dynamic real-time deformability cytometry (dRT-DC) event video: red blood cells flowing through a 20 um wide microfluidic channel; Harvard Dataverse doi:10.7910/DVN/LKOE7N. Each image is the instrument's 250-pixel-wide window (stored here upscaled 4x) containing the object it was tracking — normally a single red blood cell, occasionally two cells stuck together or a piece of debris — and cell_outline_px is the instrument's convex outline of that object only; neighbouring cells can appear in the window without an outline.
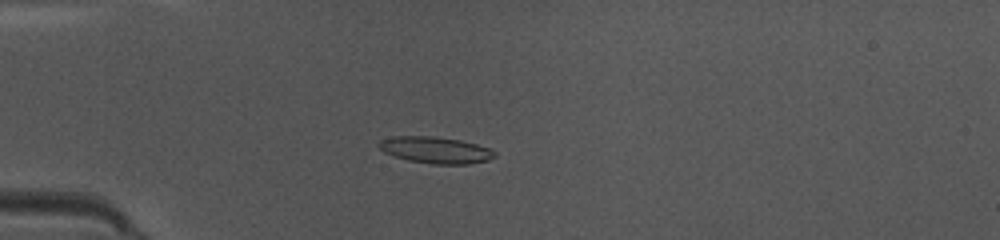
{"species": "common noctule bat (a hibernating species)", "species_latin": "Nyctalus noctula", "temperature_condition": "warm", "stored_images_in_passage": 36, "camera_frame_rate_fps": 3000, "um_per_image_px": 0.085, "animal": {"sex": "female", "body_mass_g": 10.0, "forearm_length_mm": 53.1}, "frame": {"image": 1, "passage_image": 1, "time_ms": 0.0, "image_size_px": [1000, 240], "cell_outline_px": [[496, 156], [488, 160], [468, 164], [432, 164], [408, 160], [384, 152], [376, 144], [380, 140], [392, 136], [432, 136], [460, 140], [492, 148], [496, 152]], "centroid_in_image_um": [37.04, 12.75], "position_along_channel_um": 48.0, "area_um2": 17.98}}
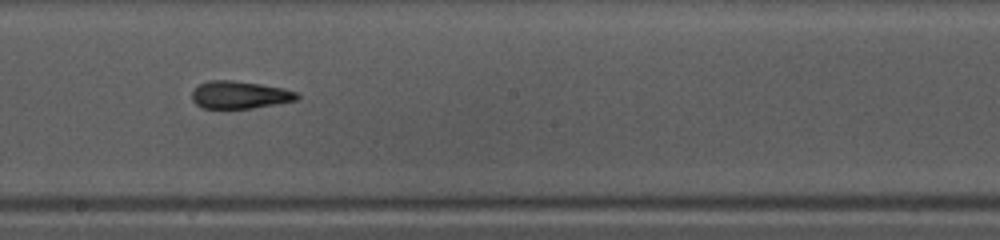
{"frame": {"image": 2, "passage_image": 15, "time_ms": 4.667, "image_size_px": [1000, 240], "cell_outline_px": [[300, 96], [296, 100], [252, 108], [200, 108], [192, 100], [192, 92], [200, 84], [208, 80], [232, 80], [260, 84], [284, 88], [300, 92]], "centroid_in_image_um": [20.39, 8.06], "position_along_channel_um": 227.8, "area_um2": 16.88}}
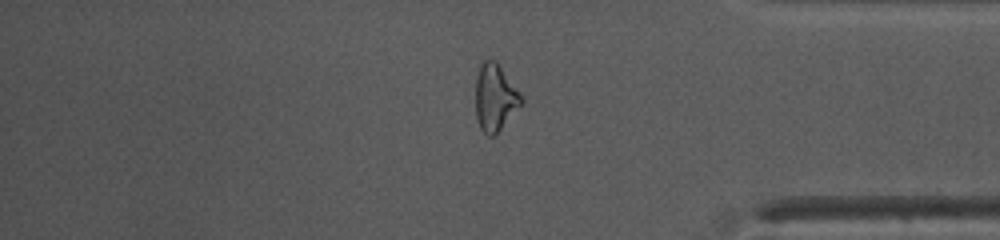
{"frame": {"image": 3, "passage_image": 28, "time_ms": 9.0, "image_size_px": [1000, 240], "cell_outline_px": [[524, 100], [500, 128], [492, 136], [488, 136], [480, 128], [476, 116], [476, 76], [480, 64], [484, 60], [496, 60]], "centroid_in_image_um": [42.04, 8.26], "position_along_channel_um": 393.2, "area_um2": 17.28}, "authors_computed_cell_mechanics": {"area_um2": 17.3689, "velocity_mm_per_s": 4.1809, "shape_relaxation_time_tau1_ms": 4.0764, "shape_relaxation_time_tau2_ms": 2.5264, "deformation_change_tau1": 0.2048, "deformation_change_tau2": 0.1433}}